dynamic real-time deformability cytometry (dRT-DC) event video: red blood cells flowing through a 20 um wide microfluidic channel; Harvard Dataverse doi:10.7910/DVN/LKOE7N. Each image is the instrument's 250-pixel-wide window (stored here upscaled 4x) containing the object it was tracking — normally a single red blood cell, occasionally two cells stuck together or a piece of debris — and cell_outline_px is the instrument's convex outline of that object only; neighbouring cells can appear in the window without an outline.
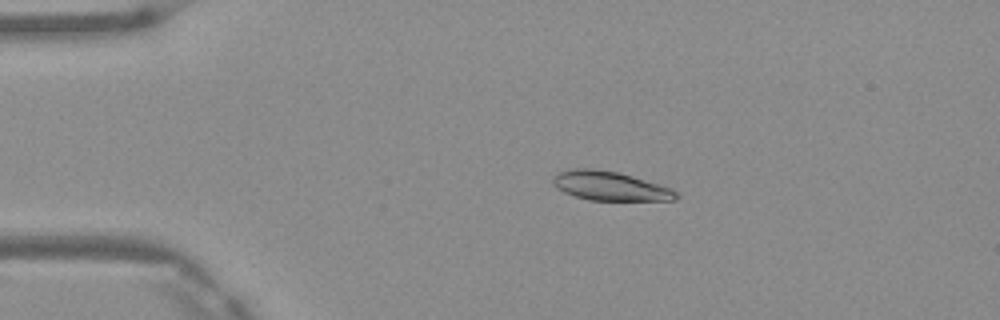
{"species": "Egyptian fruit bat (a non-hibernating species)", "species_latin": "Rousettus aegyptiacus", "temperature_condition": "warm", "stored_images_in_passage": 3, "camera_frame_rate_fps": 3000, "um_per_image_px": 0.085, "frame": {"image": 1, "passage_image": 2, "time_ms": 0.333, "image_size_px": [1000, 320], "cell_outline_px": [[680, 196], [676, 200], [588, 200], [564, 192], [552, 180], [552, 176], [560, 172], [572, 168], [592, 168], [616, 172], [632, 176], [672, 188]], "centroid_in_image_um": [51.88, 15.81], "position_along_channel_um": 33.1, "area_um2": 20.63}}